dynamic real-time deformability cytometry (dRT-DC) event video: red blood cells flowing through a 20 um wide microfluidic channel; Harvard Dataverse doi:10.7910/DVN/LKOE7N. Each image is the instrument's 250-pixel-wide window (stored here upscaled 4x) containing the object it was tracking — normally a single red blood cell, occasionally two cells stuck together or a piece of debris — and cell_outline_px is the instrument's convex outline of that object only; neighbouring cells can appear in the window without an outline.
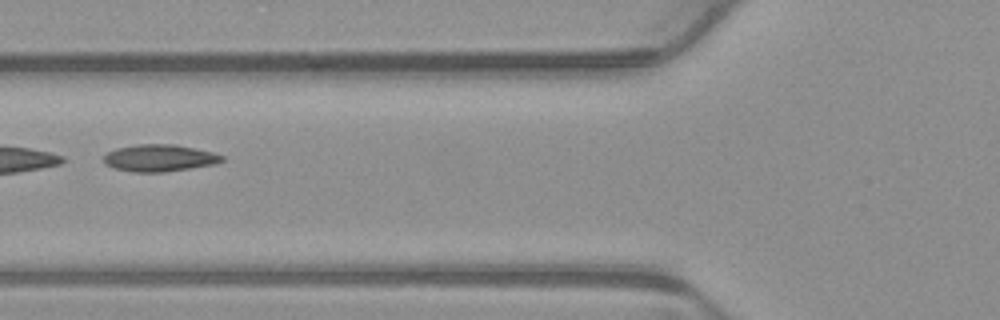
{"species": "common noctule bat (a hibernating species)", "species_latin": "Nyctalus noctula", "temperature_condition": "warm", "stored_images_in_passage": 5, "camera_frame_rate_fps": 3000, "um_per_image_px": 0.085, "animal": {"sex": "male", "body_mass_g": 23.1, "forearm_length_mm": 52.7}, "frame": {"image": 1, "passage_image": 4, "time_ms": 1.0, "image_size_px": [1000, 320], "cell_outline_px": [[224, 160], [216, 164], [164, 172], [132, 172], [112, 168], [104, 164], [104, 156], [108, 152], [116, 148], [136, 144], [176, 144], [212, 152], [224, 156]], "centroid_in_image_um": [13.53, 13.43], "position_along_channel_um": 112.3, "area_um2": 18.73}}
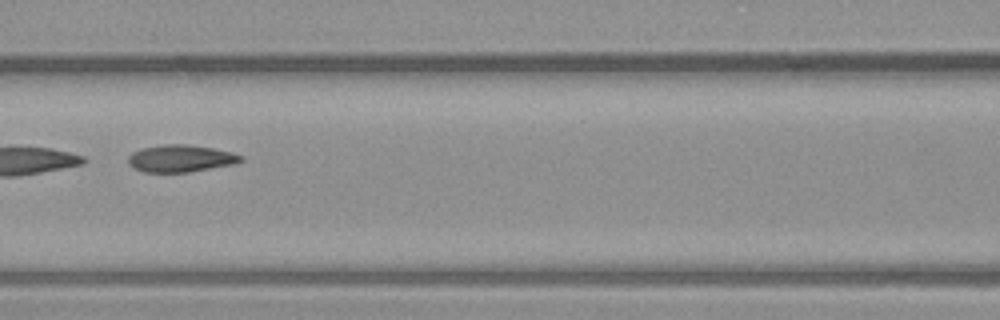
{"frame": {"image": 2, "passage_image": 5, "time_ms": 1.333, "image_size_px": [1000, 320], "cell_outline_px": [[244, 160], [236, 164], [188, 172], [144, 172], [132, 168], [128, 164], [128, 156], [132, 152], [140, 148], [164, 144], [184, 144], [212, 148], [232, 152], [244, 156]], "centroid_in_image_um": [15.35, 13.47], "position_along_channel_um": 151.2, "area_um2": 18.03}}